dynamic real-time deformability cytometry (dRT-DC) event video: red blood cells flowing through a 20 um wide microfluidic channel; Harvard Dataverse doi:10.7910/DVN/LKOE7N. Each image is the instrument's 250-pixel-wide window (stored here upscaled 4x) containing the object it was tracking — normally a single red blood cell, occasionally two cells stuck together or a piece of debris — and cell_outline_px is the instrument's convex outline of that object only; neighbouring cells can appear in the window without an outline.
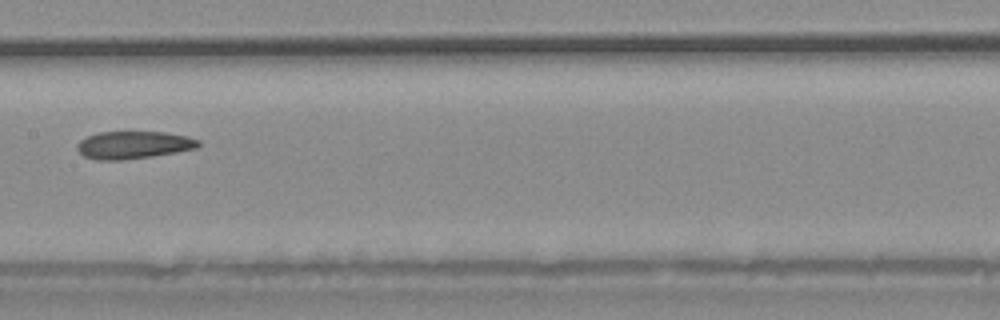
{"species": "common noctule bat (a hibernating species)", "species_latin": "Nyctalus noctula", "temperature_condition": "warm", "stored_images_in_passage": 34, "camera_frame_rate_fps": 3000, "um_per_image_px": 0.085, "animal": {"sex": "male", "body_mass_g": 20.4}, "frame": {"image": 1, "passage_image": 15, "time_ms": 4.667, "image_size_px": [1000, 320], "cell_outline_px": [[200, 144], [196, 148], [176, 152], [152, 156], [124, 160], [96, 160], [84, 156], [76, 148], [76, 144], [80, 140], [96, 132], [164, 132], [184, 136], [200, 140]], "centroid_in_image_um": [11.31, 12.32], "position_along_channel_um": 196.1, "area_um2": 19.42}}
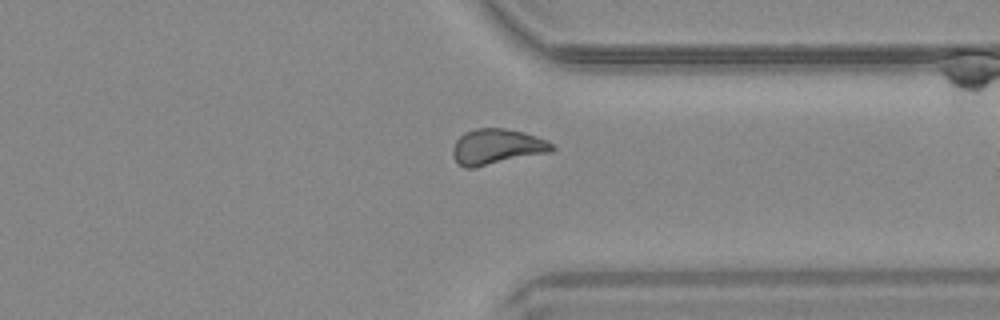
{"frame": {"image": 2, "passage_image": 25, "time_ms": 8.0, "image_size_px": [1000, 320], "cell_outline_px": [[556, 148], [552, 152], [476, 168], [464, 168], [452, 156], [452, 148], [456, 140], [464, 132], [476, 128], [504, 128], [524, 132], [548, 140]], "centroid_in_image_um": [42.25, 12.48], "position_along_channel_um": 369.2, "area_um2": 20.92}}